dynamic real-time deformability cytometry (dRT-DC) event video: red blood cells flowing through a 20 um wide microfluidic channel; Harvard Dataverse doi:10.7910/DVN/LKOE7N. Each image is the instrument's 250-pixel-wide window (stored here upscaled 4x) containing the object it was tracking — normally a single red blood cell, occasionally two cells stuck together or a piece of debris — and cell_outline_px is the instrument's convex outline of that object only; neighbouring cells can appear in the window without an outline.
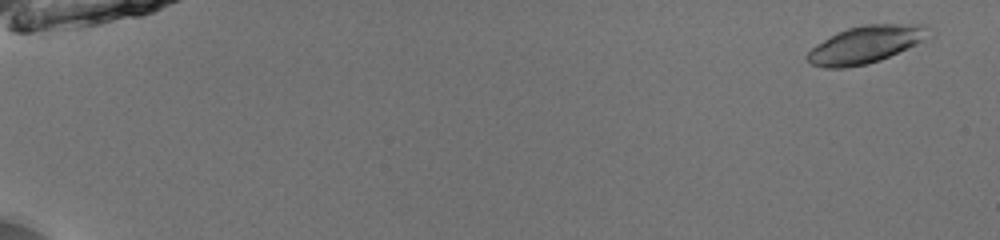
{"species": "common noctule bat (a hibernating species)", "species_latin": "Nyctalus noctula", "temperature_condition": "room temperature", "stored_images_in_passage": 53, "camera_frame_rate_fps": 3000, "um_per_image_px": 0.085, "animal": {"sex": "male", "body_mass_g": 13.0, "forearm_length_mm": 53.1}, "frame": {"image": 1, "passage_image": 3, "time_ms": 0.667, "image_size_px": [1000, 240], "cell_outline_px": [[936, 36], [880, 60], [868, 64], [844, 68], [824, 68], [812, 64], [804, 56], [816, 44], [848, 28], [864, 24], [924, 24], [936, 32]], "centroid_in_image_um": [73.7, 3.77], "position_along_channel_um": 11.3, "area_um2": 26.76}}
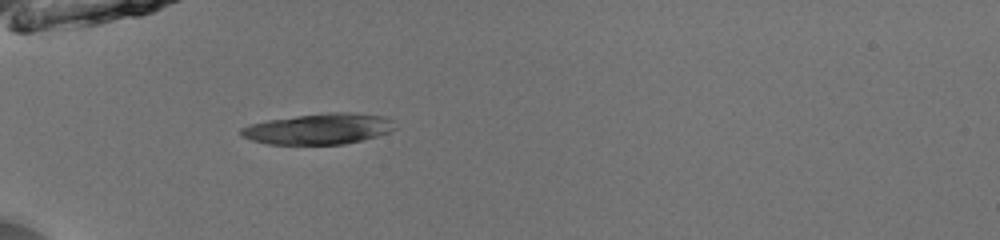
{"frame": {"image": 2, "passage_image": 19, "time_ms": 6.0, "image_size_px": [1000, 240], "cell_outline_px": [[396, 128], [388, 132], [376, 136], [344, 144], [268, 144], [252, 140], [240, 136], [240, 128], [252, 124], [268, 120], [296, 116], [328, 112], [352, 112], [384, 116], [392, 120]], "centroid_in_image_um": [27.1, 10.95], "position_along_channel_um": 57.9, "area_um2": 27.51}}